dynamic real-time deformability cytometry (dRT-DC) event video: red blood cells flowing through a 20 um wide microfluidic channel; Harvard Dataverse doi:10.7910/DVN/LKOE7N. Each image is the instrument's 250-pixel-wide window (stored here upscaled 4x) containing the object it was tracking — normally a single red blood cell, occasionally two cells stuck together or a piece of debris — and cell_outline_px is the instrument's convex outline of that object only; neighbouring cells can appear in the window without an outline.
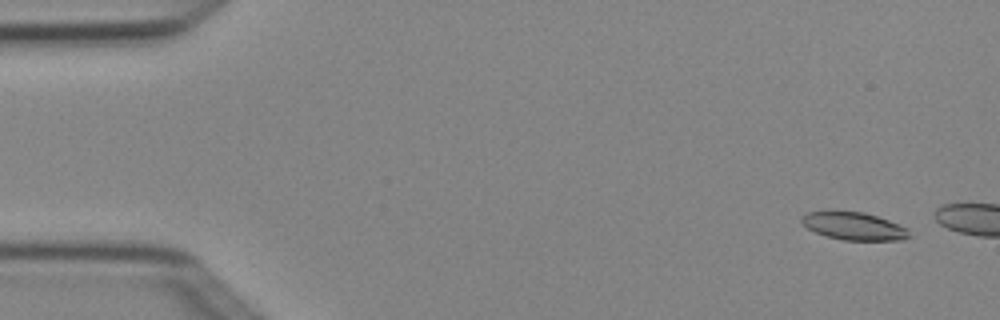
{"species": "Egyptian fruit bat (a non-hibernating species)", "species_latin": "Rousettus aegyptiacus", "temperature_condition": "cold", "stored_images_in_passage": 4, "camera_frame_rate_fps": 3000, "um_per_image_px": 0.085, "animal": {"sex": "female"}, "frame": {"image": 1, "passage_image": 1, "time_ms": 0.0, "image_size_px": [1000, 320], "cell_outline_px": [[908, 236], [904, 240], [844, 240], [824, 236], [808, 228], [800, 220], [800, 216], [808, 212], [864, 212], [888, 220], [908, 228]], "centroid_in_image_um": [72.57, 19.23], "position_along_channel_um": 12.4, "area_um2": 17.11}}